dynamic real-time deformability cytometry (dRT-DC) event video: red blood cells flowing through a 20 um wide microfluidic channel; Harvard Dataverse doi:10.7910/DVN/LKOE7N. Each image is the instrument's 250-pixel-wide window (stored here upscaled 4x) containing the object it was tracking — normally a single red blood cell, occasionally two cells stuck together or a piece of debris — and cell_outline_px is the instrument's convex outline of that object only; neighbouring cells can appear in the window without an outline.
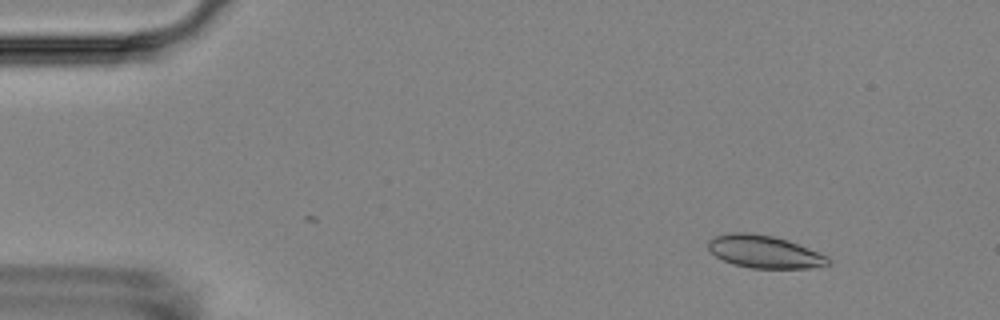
{"species": "Egyptian fruit bat (a non-hibernating species)", "species_latin": "Rousettus aegyptiacus", "temperature_condition": "room temperature", "stored_images_in_passage": 6, "camera_frame_rate_fps": 3000, "um_per_image_px": 0.085, "animal": {"sex": "female"}, "frame": {"image": 1, "passage_image": 2, "time_ms": 1.0, "image_size_px": [1000, 320], "cell_outline_px": [[828, 264], [812, 268], [752, 268], [732, 264], [716, 256], [708, 248], [708, 240], [712, 236], [728, 232], [748, 232], [772, 236], [788, 240], [828, 256]], "centroid_in_image_um": [64.92, 21.38], "position_along_channel_um": 20.1, "area_um2": 22.77}}
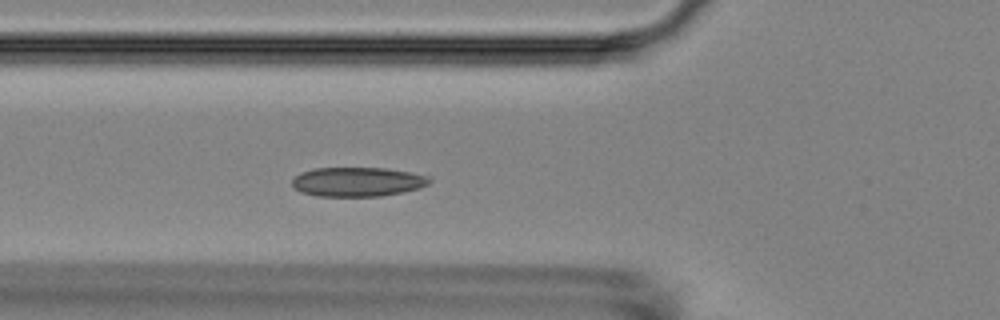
{"frame": {"image": 2, "passage_image": 6, "time_ms": 5.667, "image_size_px": [1000, 320], "cell_outline_px": [[432, 180], [428, 184], [420, 188], [380, 196], [316, 196], [300, 192], [292, 188], [292, 180], [300, 172], [312, 168], [384, 168], [412, 172], [432, 176]], "centroid_in_image_um": [30.38, 15.45], "position_along_channel_um": 95.4, "area_um2": 23.7}}